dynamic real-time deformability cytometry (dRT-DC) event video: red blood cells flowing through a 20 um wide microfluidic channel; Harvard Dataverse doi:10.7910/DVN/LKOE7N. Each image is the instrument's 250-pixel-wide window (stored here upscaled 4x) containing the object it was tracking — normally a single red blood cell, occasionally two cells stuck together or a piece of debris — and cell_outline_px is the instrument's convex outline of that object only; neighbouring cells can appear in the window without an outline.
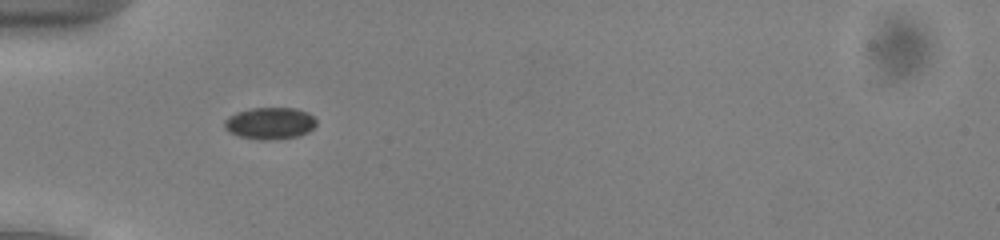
{"species": "common noctule bat (a hibernating species)", "species_latin": "Nyctalus noctula", "temperature_condition": "cold", "stored_images_in_passage": 37, "camera_frame_rate_fps": 3000, "um_per_image_px": 0.085, "animal": {"sex": "male", "body_mass_g": 13.0, "forearm_length_mm": 53.1}, "frame": {"image": 1, "passage_image": 2, "time_ms": 0.333, "image_size_px": [1000, 240], "cell_outline_px": [[316, 124], [308, 132], [296, 136], [268, 140], [260, 140], [240, 136], [228, 132], [224, 128], [224, 120], [228, 116], [236, 112], [252, 108], [296, 108], [308, 112], [316, 120]], "centroid_in_image_um": [22.91, 10.47], "position_along_channel_um": 62.1, "area_um2": 17.05}}
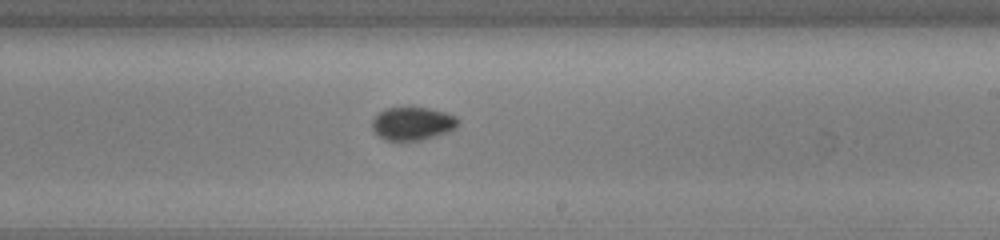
{"frame": {"image": 2, "passage_image": 17, "time_ms": 5.333, "image_size_px": [1000, 240], "cell_outline_px": [[460, 124], [456, 128], [448, 132], [420, 140], [388, 140], [380, 136], [372, 128], [372, 120], [384, 108], [408, 104], [432, 108], [456, 116], [460, 120]], "centroid_in_image_um": [35.1, 10.44], "position_along_channel_um": 253.9, "area_um2": 17.17}}
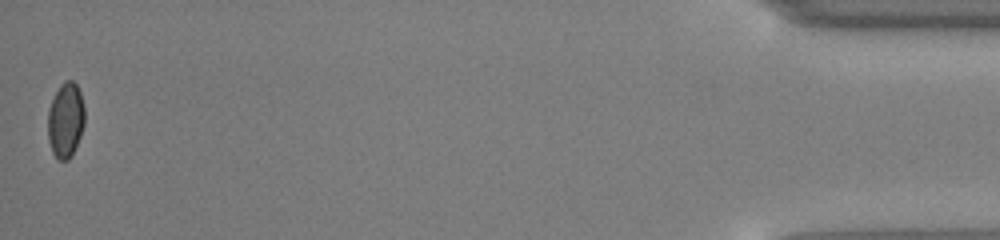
{"frame": {"image": 3, "passage_image": 37, "time_ms": 12.0, "image_size_px": [1000, 240], "cell_outline_px": [[84, 124], [80, 136], [72, 156], [68, 160], [60, 160], [52, 152], [48, 140], [48, 112], [52, 100], [60, 84], [64, 80], [72, 80], [76, 84], [80, 92], [84, 108]], "centroid_in_image_um": [5.57, 10.21], "position_along_channel_um": 429.6, "area_um2": 16.07}, "authors_computed_cell_mechanics": {"area_um2": 16.6464, "velocity_mm_per_s": 3.9475, "shape_relaxation_time_tau1_ms": 3.0508, "shape_relaxation_time_tau2_ms": null, "deformation_change_tau1": 0.0382, "deformation_change_tau2": null}}